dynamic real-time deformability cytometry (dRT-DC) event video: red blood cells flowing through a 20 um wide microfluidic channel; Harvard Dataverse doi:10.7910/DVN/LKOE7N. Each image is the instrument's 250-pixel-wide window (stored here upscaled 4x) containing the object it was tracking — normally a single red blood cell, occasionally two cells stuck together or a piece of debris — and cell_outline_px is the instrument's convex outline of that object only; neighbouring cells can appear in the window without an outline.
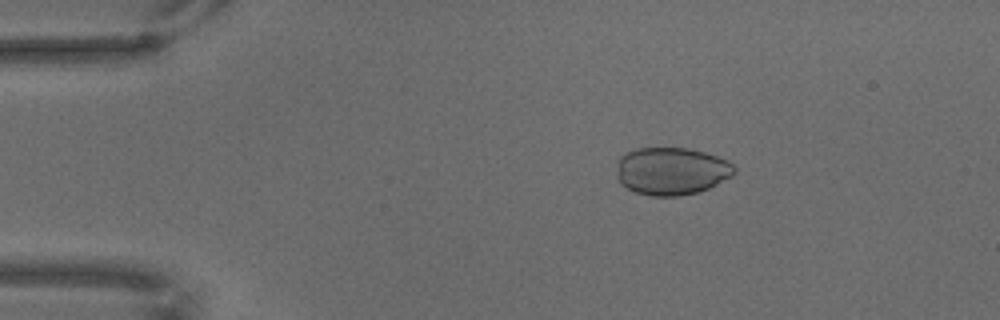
{"species": "common noctule bat (a hibernating species)", "species_latin": "Nyctalus noctula", "temperature_condition": "warm", "stored_images_in_passage": 38, "camera_frame_rate_fps": 3000, "um_per_image_px": 0.085, "animal": {"sex": "male", "body_mass_g": 18.8}, "frame": {"image": 1, "passage_image": 12, "time_ms": 3.667, "image_size_px": [1000, 320], "cell_outline_px": [[736, 172], [732, 176], [708, 188], [696, 192], [680, 196], [652, 196], [636, 192], [620, 184], [616, 176], [616, 164], [620, 156], [624, 152], [636, 148], [688, 148], [704, 152], [728, 160], [736, 168]], "centroid_in_image_um": [57.04, 14.53], "position_along_channel_um": 28.0, "area_um2": 32.95}}
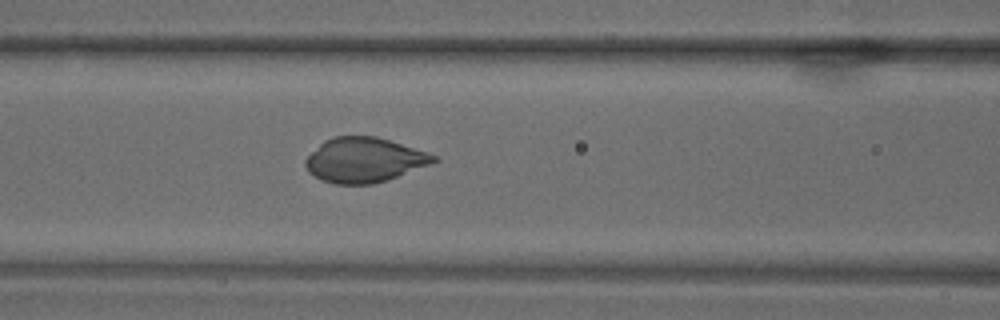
{"frame": {"image": 2, "passage_image": 29, "time_ms": 9.333, "image_size_px": [1000, 320], "cell_outline_px": [[440, 160], [432, 164], [388, 180], [372, 184], [336, 184], [320, 180], [308, 172], [304, 164], [304, 160], [324, 140], [332, 136], [376, 136], [428, 152], [436, 156]], "centroid_in_image_um": [30.97, 13.6], "position_along_channel_um": 135.6, "area_um2": 33.64}}
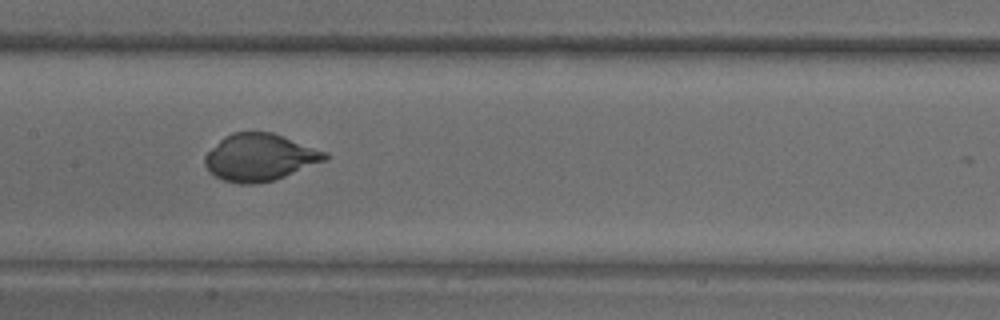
{"frame": {"image": 3, "passage_image": 34, "time_ms": 11.0, "image_size_px": [1000, 320], "cell_outline_px": [[328, 160], [276, 180], [252, 184], [240, 184], [224, 180], [216, 176], [204, 164], [204, 156], [224, 136], [232, 132], [272, 132], [328, 152]], "centroid_in_image_um": [22.12, 13.38], "position_along_channel_um": 185.3, "area_um2": 33.0}}